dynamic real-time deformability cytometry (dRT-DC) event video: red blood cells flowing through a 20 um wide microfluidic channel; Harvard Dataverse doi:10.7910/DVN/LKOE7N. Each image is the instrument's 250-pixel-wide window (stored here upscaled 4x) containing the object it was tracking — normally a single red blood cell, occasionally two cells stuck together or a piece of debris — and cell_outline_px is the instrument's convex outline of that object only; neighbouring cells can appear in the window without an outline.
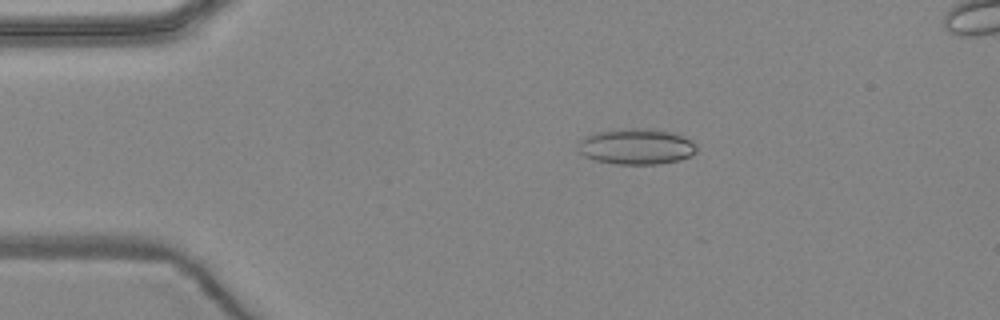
{"species": "common noctule bat (a hibernating species)", "species_latin": "Nyctalus noctula", "temperature_condition": "warm", "stored_images_in_passage": 4, "camera_frame_rate_fps": 3000, "um_per_image_px": 0.085, "animal": {"sex": "female", "body_mass_g": 24.6, "forearm_length_mm": 56.2}, "frame": {"image": 1, "passage_image": 1, "time_ms": 0.0, "image_size_px": [1000, 320], "cell_outline_px": [[696, 152], [680, 160], [660, 164], [616, 164], [596, 160], [584, 156], [580, 152], [580, 140], [584, 136], [592, 132], [620, 128], [652, 128], [672, 132], [684, 136], [696, 144]], "centroid_in_image_um": [54.09, 12.43], "position_along_channel_um": 30.9, "area_um2": 24.97}}
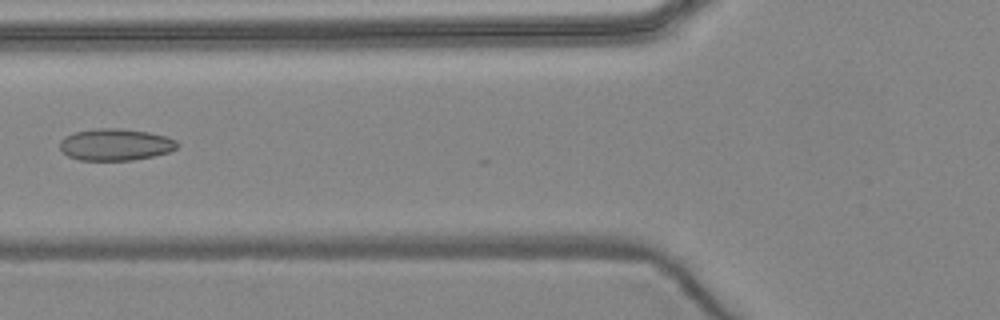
{"frame": {"image": 2, "passage_image": 4, "time_ms": 3.333, "image_size_px": [1000, 320], "cell_outline_px": [[180, 144], [176, 148], [168, 152], [152, 156], [132, 160], [80, 160], [68, 156], [60, 148], [60, 140], [64, 136], [76, 132], [96, 128], [120, 128], [148, 132], [168, 136], [176, 140]], "centroid_in_image_um": [9.83, 12.28], "position_along_channel_um": 116.0, "area_um2": 21.79}}